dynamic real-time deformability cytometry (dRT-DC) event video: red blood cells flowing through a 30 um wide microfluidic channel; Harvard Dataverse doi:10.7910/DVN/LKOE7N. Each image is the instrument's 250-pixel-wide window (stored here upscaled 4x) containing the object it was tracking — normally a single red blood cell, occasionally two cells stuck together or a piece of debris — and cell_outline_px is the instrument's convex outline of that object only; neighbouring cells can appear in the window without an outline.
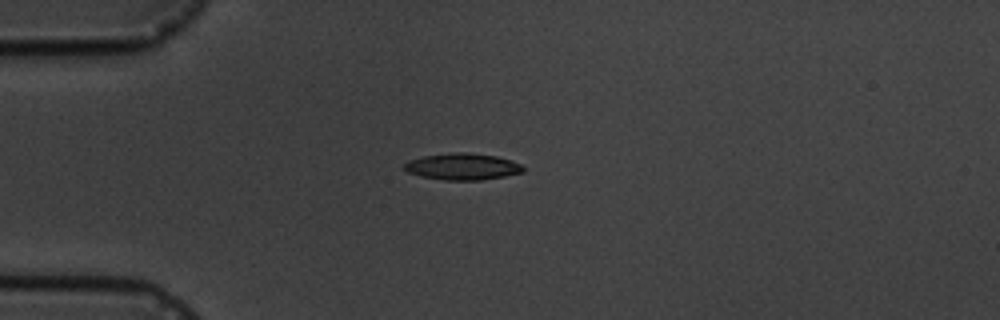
{"species": "common noctule bat (a hibernating species)", "species_latin": "Nyctalus noctula", "temperature_condition": "cold", "stored_images_in_passage": 11, "camera_frame_rate_fps": 3000, "um_per_image_px": 0.085, "animal": {"sex": "male", "body_mass_g": 19.5, "forearm_length_mm": 54.6}, "frame": {"image": 1, "passage_image": 4, "time_ms": 3.333, "image_size_px": [1000, 320], "cell_outline_px": [[524, 172], [504, 176], [480, 180], [444, 180], [420, 176], [408, 172], [404, 168], [404, 164], [408, 160], [424, 156], [456, 152], [468, 152], [496, 156], [512, 160], [520, 164], [524, 168]], "centroid_in_image_um": [39.32, 14.16], "position_along_channel_um": 45.7, "area_um2": 18.38}}
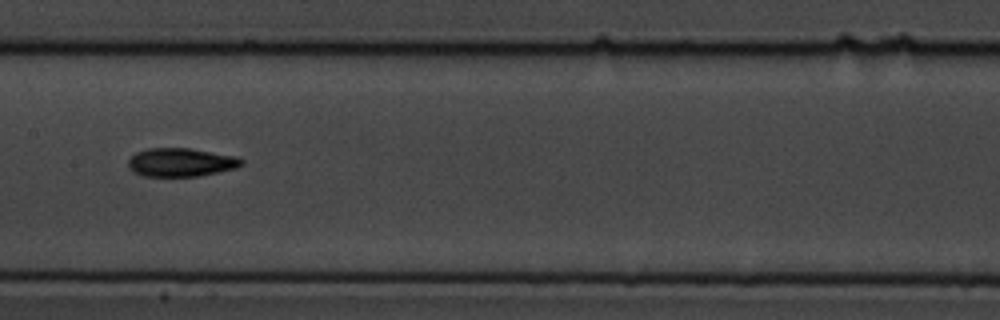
{"frame": {"image": 2, "passage_image": 8, "time_ms": 8.0, "image_size_px": [1000, 320], "cell_outline_px": [[244, 164], [236, 168], [196, 176], [144, 176], [132, 172], [128, 168], [128, 160], [136, 152], [148, 148], [192, 148], [236, 156], [244, 160]], "centroid_in_image_um": [15.37, 13.79], "position_along_channel_um": 192.0, "area_um2": 18.9}}
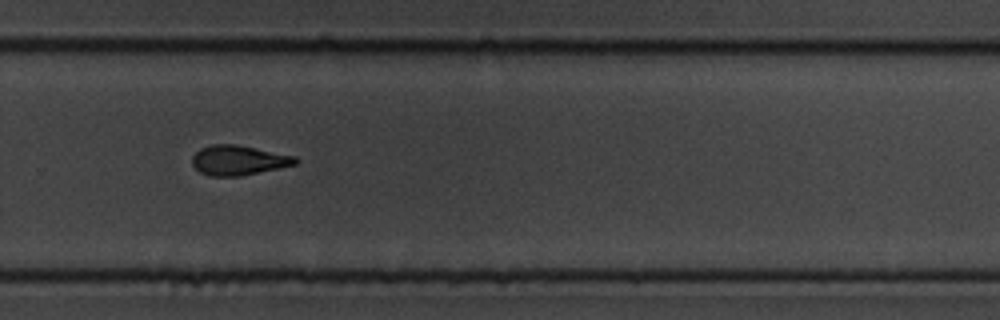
{"frame": {"image": 3, "passage_image": 11, "time_ms": 11.333, "image_size_px": [1000, 320], "cell_outline_px": [[300, 160], [296, 164], [240, 176], [208, 176], [200, 172], [192, 164], [192, 156], [200, 148], [212, 144], [236, 144], [296, 156]], "centroid_in_image_um": [20.26, 13.61], "position_along_channel_um": 309.5, "area_um2": 17.92}}